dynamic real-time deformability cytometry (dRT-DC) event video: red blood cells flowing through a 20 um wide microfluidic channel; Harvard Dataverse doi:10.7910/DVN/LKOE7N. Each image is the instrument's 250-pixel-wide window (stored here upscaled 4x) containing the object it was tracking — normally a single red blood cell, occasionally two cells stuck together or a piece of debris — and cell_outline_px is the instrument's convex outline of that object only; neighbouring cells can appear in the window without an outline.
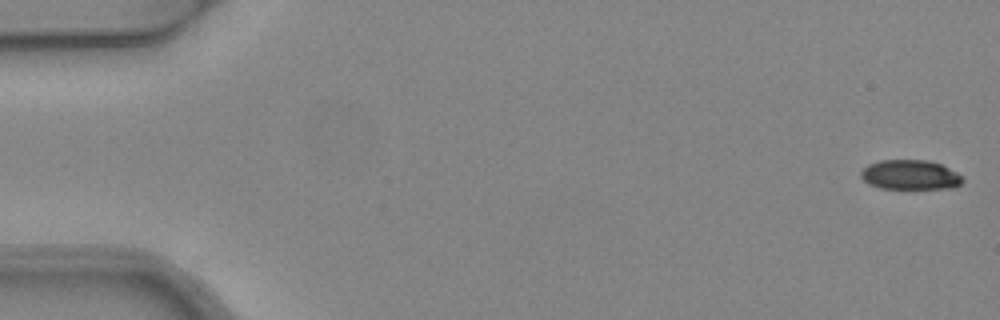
{"species": "common noctule bat (a hibernating species)", "species_latin": "Nyctalus noctula", "temperature_condition": "warm", "stored_images_in_passage": 5, "camera_frame_rate_fps": 3000, "um_per_image_px": 0.085, "animal": {"sex": "female", "body_mass_g": 24.6, "forearm_length_mm": 56.2}, "frame": {"image": 1, "passage_image": 1, "time_ms": 0.0, "image_size_px": [1000, 320], "cell_outline_px": [[964, 180], [960, 184], [952, 188], [880, 188], [868, 184], [860, 176], [860, 172], [868, 164], [880, 160], [928, 160], [940, 164], [956, 172]], "centroid_in_image_um": [77.33, 14.85], "position_along_channel_um": 7.7, "area_um2": 17.46}}
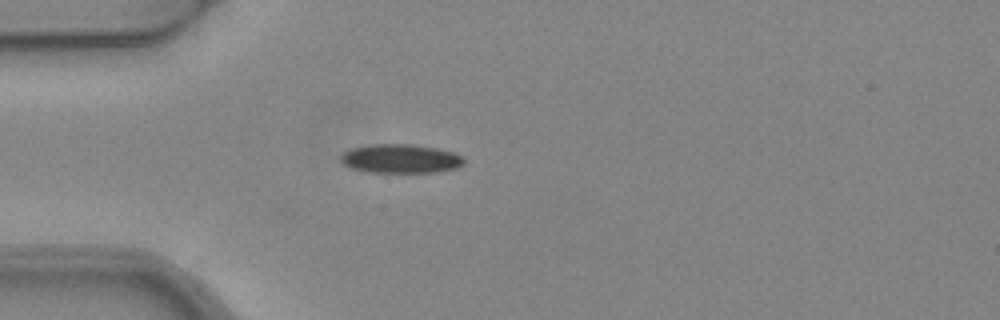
{"frame": {"image": 2, "passage_image": 5, "time_ms": 1.333, "image_size_px": [1000, 320], "cell_outline_px": [[464, 164], [456, 168], [436, 172], [368, 172], [352, 168], [344, 164], [340, 160], [340, 156], [344, 152], [352, 148], [376, 144], [412, 144], [436, 148], [452, 152], [460, 156], [464, 160]], "centroid_in_image_um": [34.04, 13.49], "position_along_channel_um": 51.0, "area_um2": 20.58}}